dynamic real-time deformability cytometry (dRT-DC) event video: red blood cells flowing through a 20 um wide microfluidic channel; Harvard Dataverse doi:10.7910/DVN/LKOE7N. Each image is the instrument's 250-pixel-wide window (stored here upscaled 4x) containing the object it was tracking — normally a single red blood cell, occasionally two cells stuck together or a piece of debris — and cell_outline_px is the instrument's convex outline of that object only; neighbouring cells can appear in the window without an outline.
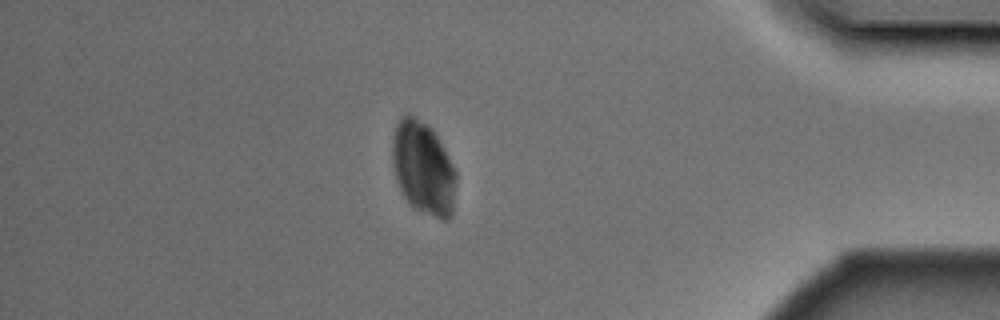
{"species": "Egyptian fruit bat (a non-hibernating species)", "species_latin": "Rousettus aegyptiacus", "temperature_condition": "cold", "stored_images_in_passage": 49, "camera_frame_rate_fps": 3000, "um_per_image_px": 0.085, "animal": {"sex": "male"}, "frame": {"image": 1, "passage_image": 42, "time_ms": 13.667, "image_size_px": [1000, 320], "cell_outline_px": [[456, 180], [452, 212], [448, 220], [440, 220], [408, 204], [396, 180], [392, 164], [392, 136], [396, 124], [400, 116], [412, 116], [428, 124], [432, 128], [452, 164], [456, 172]], "centroid_in_image_um": [35.95, 14.29], "position_along_channel_um": 399.2, "area_um2": 34.51}}
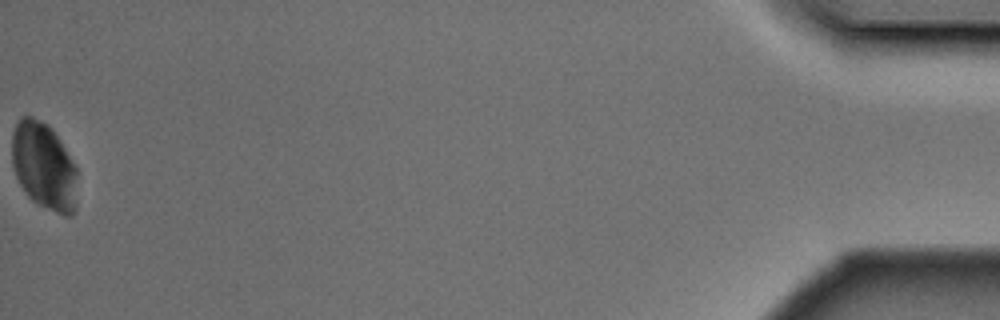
{"frame": {"image": 2, "passage_image": 49, "time_ms": 16.0, "image_size_px": [1000, 320], "cell_outline_px": [[76, 212], [72, 216], [64, 216], [36, 204], [28, 196], [20, 184], [16, 176], [12, 164], [12, 136], [16, 124], [20, 116], [32, 116], [48, 124], [52, 128], [60, 140], [76, 168]], "centroid_in_image_um": [3.73, 14.14], "position_along_channel_um": 431.5, "area_um2": 33.47}}